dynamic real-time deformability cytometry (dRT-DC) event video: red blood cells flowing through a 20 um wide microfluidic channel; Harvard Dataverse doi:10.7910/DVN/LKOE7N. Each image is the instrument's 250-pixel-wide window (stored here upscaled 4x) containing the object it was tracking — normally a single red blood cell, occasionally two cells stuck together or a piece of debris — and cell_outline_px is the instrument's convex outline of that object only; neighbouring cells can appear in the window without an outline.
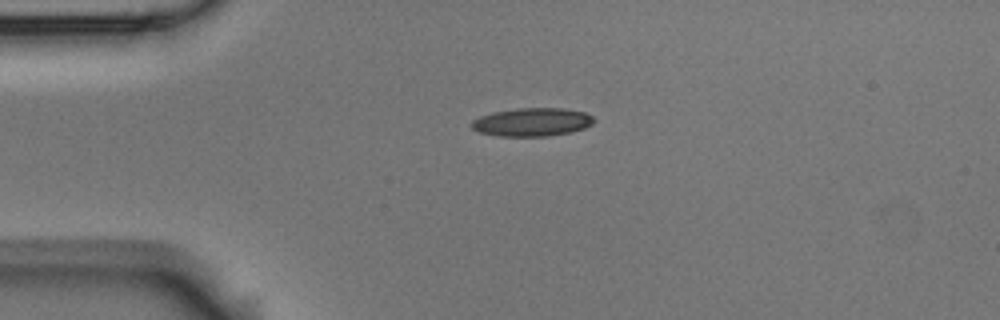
{"species": "Egyptian fruit bat (a non-hibernating species)", "species_latin": "Rousettus aegyptiacus", "temperature_condition": "room temperature", "stored_images_in_passage": 5, "camera_frame_rate_fps": 3000, "um_per_image_px": 0.085, "animal": {"sex": "male"}, "frame": {"image": 1, "passage_image": 5, "time_ms": 1.333, "image_size_px": [1000, 320], "cell_outline_px": [[596, 120], [592, 124], [584, 128], [572, 132], [548, 136], [500, 136], [480, 132], [472, 128], [472, 120], [480, 116], [492, 112], [516, 108], [564, 108], [584, 112], [592, 116]], "centroid_in_image_um": [45.25, 10.37], "position_along_channel_um": 39.8, "area_um2": 20.23}}